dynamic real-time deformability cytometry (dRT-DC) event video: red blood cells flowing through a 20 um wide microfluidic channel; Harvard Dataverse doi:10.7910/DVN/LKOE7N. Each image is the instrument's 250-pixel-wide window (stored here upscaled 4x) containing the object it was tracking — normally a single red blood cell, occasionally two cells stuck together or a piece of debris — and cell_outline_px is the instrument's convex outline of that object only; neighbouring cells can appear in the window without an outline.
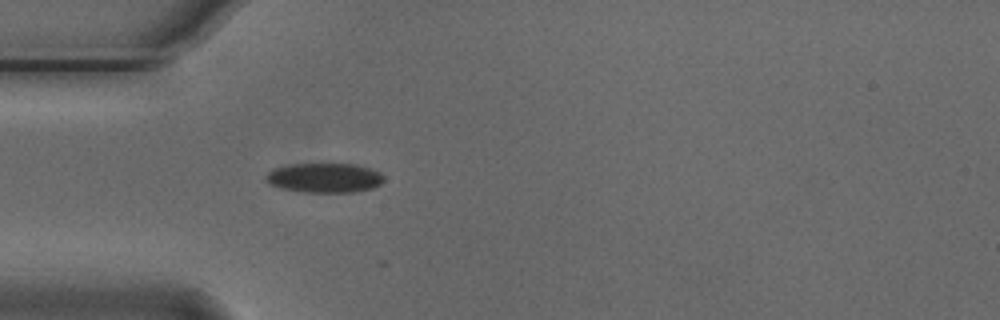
{"species": "Egyptian fruit bat (a non-hibernating species)", "species_latin": "Rousettus aegyptiacus", "temperature_condition": "cold", "stored_images_in_passage": 29, "camera_frame_rate_fps": 3000, "um_per_image_px": 0.085, "animal": {"sex": "male"}, "frame": {"image": 1, "passage_image": 1, "time_ms": 0.0, "image_size_px": [1000, 320], "cell_outline_px": [[384, 180], [380, 184], [372, 188], [352, 192], [296, 192], [280, 188], [268, 184], [264, 180], [264, 176], [272, 168], [292, 164], [356, 164], [380, 172], [384, 176]], "centroid_in_image_um": [27.52, 15.12], "position_along_channel_um": 57.5, "area_um2": 20.58}}
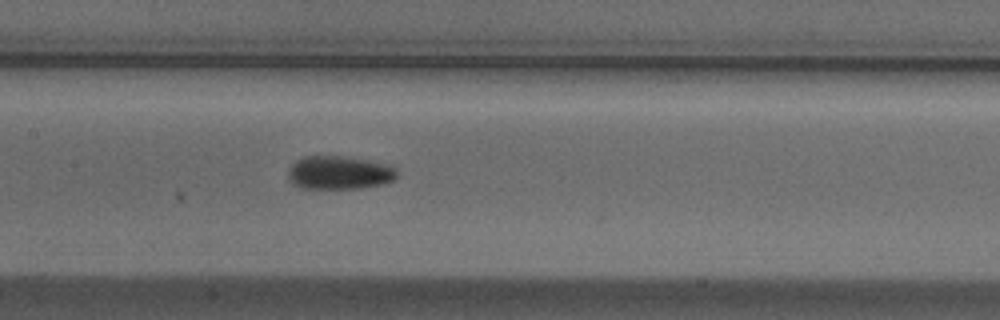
{"frame": {"image": 2, "passage_image": 11, "time_ms": 3.333, "image_size_px": [1000, 320], "cell_outline_px": [[400, 172], [396, 180], [384, 184], [360, 188], [300, 188], [292, 184], [288, 176], [288, 172], [292, 164], [296, 160], [304, 156], [340, 156], [368, 160], [392, 164]], "centroid_in_image_um": [28.91, 14.67], "position_along_channel_um": 178.5, "area_um2": 21.56}}
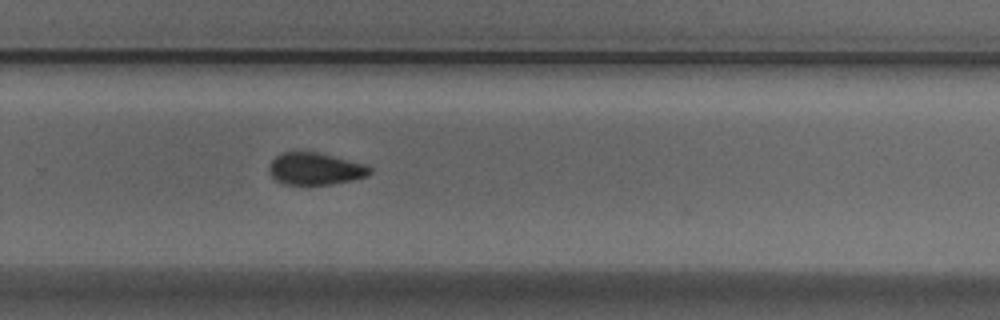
{"frame": {"image": 3, "passage_image": 21, "time_ms": 6.667, "image_size_px": [1000, 320], "cell_outline_px": [[372, 172], [368, 176], [352, 180], [332, 184], [284, 184], [276, 180], [268, 172], [268, 168], [272, 160], [280, 152], [320, 152], [368, 164], [372, 168]], "centroid_in_image_um": [26.84, 14.33], "position_along_channel_um": 303.0, "area_um2": 19.13}, "authors_computed_cell_mechanics": {"area_um2": 20.5768, "velocity_mm_per_s": 3.7479, "shape_relaxation_time_tau1_ms": 2.4507, "shape_relaxation_time_tau2_ms": null, "deformation_change_tau1": 0.081, "deformation_change_tau2": null}}